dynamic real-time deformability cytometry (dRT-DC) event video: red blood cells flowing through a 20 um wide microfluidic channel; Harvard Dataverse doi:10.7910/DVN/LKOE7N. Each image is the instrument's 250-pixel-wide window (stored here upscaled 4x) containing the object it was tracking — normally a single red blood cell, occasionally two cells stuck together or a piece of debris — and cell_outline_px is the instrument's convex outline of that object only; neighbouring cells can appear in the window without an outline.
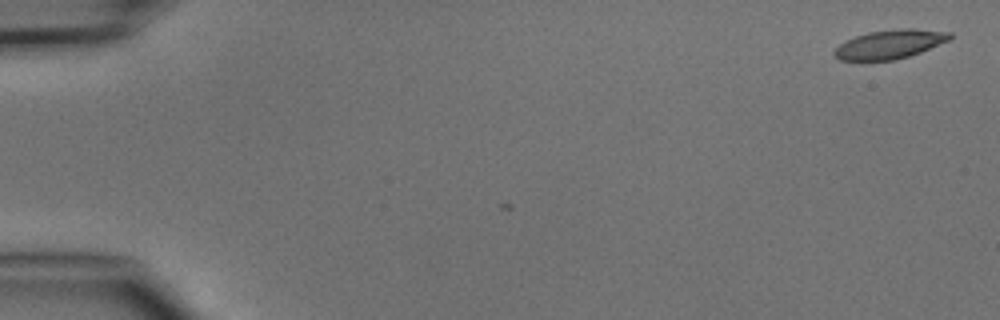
{"species": "common noctule bat (a hibernating species)", "species_latin": "Nyctalus noctula", "temperature_condition": "cold", "stored_images_in_passage": 2, "camera_frame_rate_fps": 3000, "um_per_image_px": 0.085, "animal": {"sex": "male", "body_mass_g": 15.6}, "frame": {"image": 1, "passage_image": 2, "time_ms": 1.0, "image_size_px": [1000, 320], "cell_outline_px": [[952, 36], [948, 40], [920, 52], [908, 56], [892, 60], [840, 60], [832, 52], [840, 44], [856, 36], [868, 32], [900, 28], [912, 28], [952, 32]], "centroid_in_image_um": [75.64, 3.75], "position_along_channel_um": 9.4, "area_um2": 19.19}}